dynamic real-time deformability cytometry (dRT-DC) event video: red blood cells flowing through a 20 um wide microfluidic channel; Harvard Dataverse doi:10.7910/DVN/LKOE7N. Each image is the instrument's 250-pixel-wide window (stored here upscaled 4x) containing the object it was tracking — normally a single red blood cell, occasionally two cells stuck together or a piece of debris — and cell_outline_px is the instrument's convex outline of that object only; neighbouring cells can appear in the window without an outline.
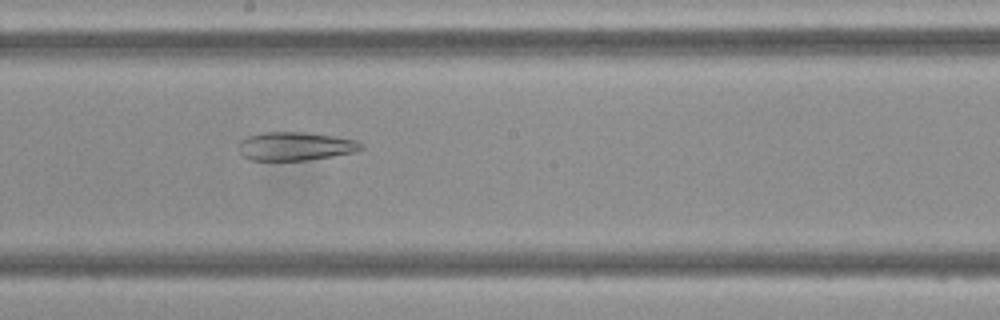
{"species": "Egyptian fruit bat (a non-hibernating species)", "species_latin": "Rousettus aegyptiacus", "temperature_condition": "cold", "stored_images_in_passage": 48, "camera_frame_rate_fps": 3000, "um_per_image_px": 0.085, "frame": {"image": 1, "passage_image": 26, "time_ms": 8.333, "image_size_px": [1000, 320], "cell_outline_px": [[364, 148], [352, 152], [332, 156], [304, 160], [252, 160], [244, 156], [240, 152], [240, 140], [248, 136], [264, 132], [304, 132], [332, 136], [356, 140], [364, 144]], "centroid_in_image_um": [25.11, 12.42], "position_along_channel_um": 223.1, "area_um2": 20.06}}
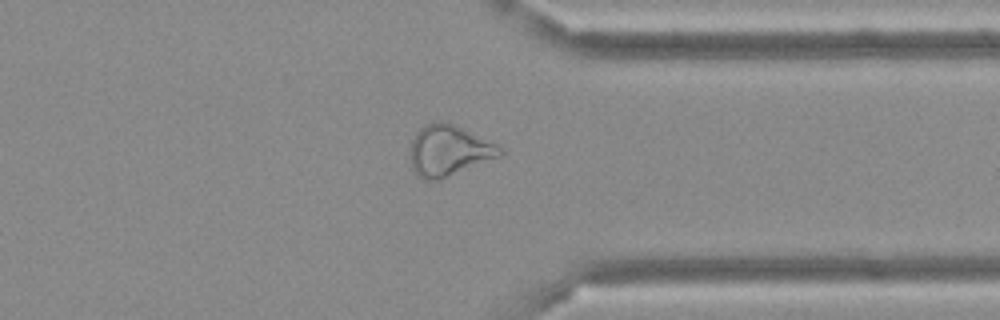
{"frame": {"image": 2, "passage_image": 37, "time_ms": 12.0, "image_size_px": [1000, 320], "cell_outline_px": [[504, 152], [500, 156], [440, 180], [424, 180], [416, 176], [412, 168], [412, 140], [416, 132], [424, 124], [432, 120], [440, 120], [452, 124], [496, 144], [504, 148]], "centroid_in_image_um": [38.14, 12.8], "position_along_channel_um": 373.3, "area_um2": 26.41}}
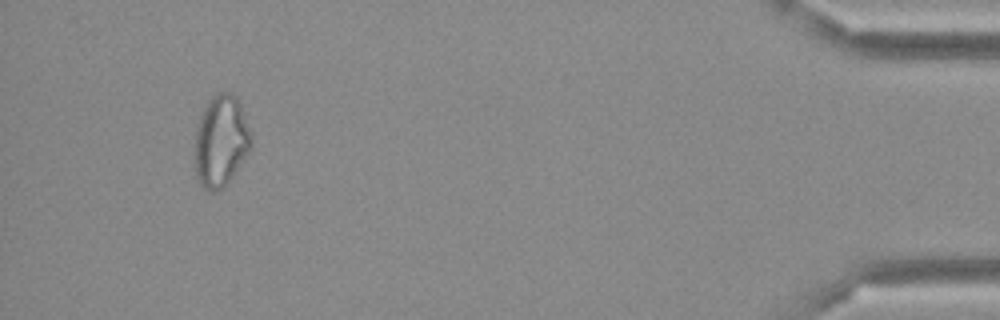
{"frame": {"image": 3, "passage_image": 45, "time_ms": 14.667, "image_size_px": [1000, 320], "cell_outline_px": [[252, 148], [224, 188], [216, 192], [212, 192], [204, 188], [196, 180], [196, 128], [204, 104], [216, 92], [232, 92], [236, 96], [240, 104], [252, 132]], "centroid_in_image_um": [18.8, 11.97], "position_along_channel_um": 416.4, "area_um2": 30.46}}